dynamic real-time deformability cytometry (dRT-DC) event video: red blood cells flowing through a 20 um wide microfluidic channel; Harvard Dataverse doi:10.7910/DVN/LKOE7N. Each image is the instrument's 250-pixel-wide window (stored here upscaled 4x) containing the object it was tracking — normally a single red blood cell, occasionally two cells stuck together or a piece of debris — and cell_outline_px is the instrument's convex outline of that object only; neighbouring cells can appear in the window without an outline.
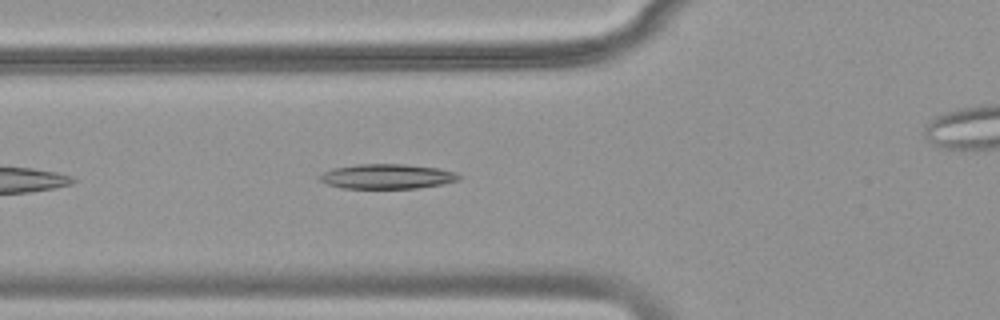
{"species": "common noctule bat (a hibernating species)", "species_latin": "Nyctalus noctula", "temperature_condition": "warm", "stored_images_in_passage": 36, "camera_frame_rate_fps": 3000, "um_per_image_px": 0.085, "animal": {"sex": "female", "body_mass_g": 18.4}, "frame": {"image": 1, "passage_image": 3, "time_ms": 0.667, "image_size_px": [1000, 320], "cell_outline_px": [[460, 180], [440, 184], [416, 188], [340, 188], [316, 180], [316, 176], [324, 172], [336, 168], [360, 164], [404, 164], [436, 168], [456, 172], [460, 176]], "centroid_in_image_um": [32.86, 15.0], "position_along_channel_um": 92.9, "area_um2": 20.0}}
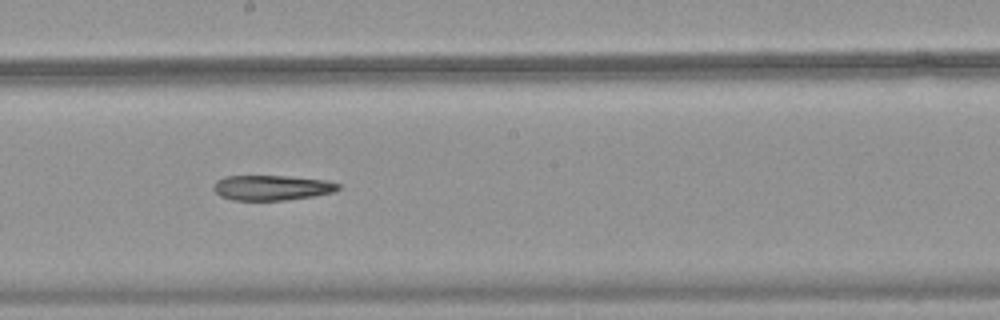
{"frame": {"image": 2, "passage_image": 13, "time_ms": 4.0, "image_size_px": [1000, 320], "cell_outline_px": [[340, 188], [336, 192], [312, 196], [284, 200], [232, 200], [220, 196], [212, 188], [216, 180], [224, 176], [284, 176], [324, 180], [340, 184]], "centroid_in_image_um": [23.08, 15.95], "position_along_channel_um": 225.1, "area_um2": 18.21}}
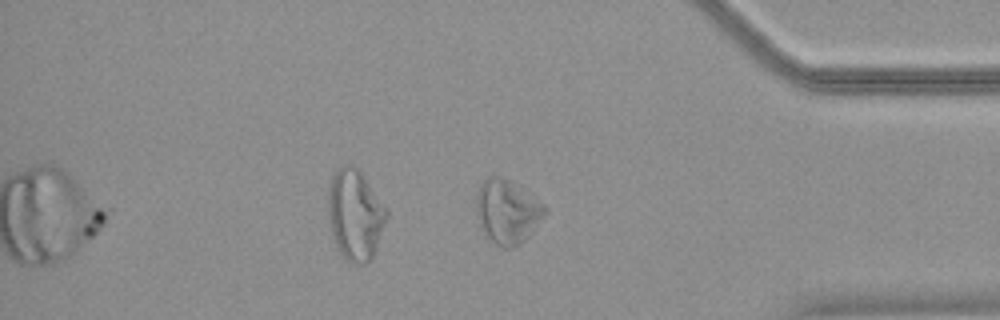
{"frame": {"image": 3, "passage_image": 27, "time_ms": 8.667, "image_size_px": [1000, 320], "cell_outline_px": [[548, 212], [528, 236], [520, 244], [512, 248], [504, 248], [496, 244], [488, 236], [480, 224], [476, 212], [476, 196], [480, 184], [484, 180], [492, 176], [504, 176], [544, 204]], "centroid_in_image_um": [43.13, 17.97], "position_along_channel_um": 392.1, "area_um2": 25.26}}